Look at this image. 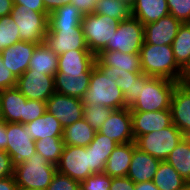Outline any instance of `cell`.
<instances>
[{"instance_id": "f546056e", "label": "cell", "mask_w": 190, "mask_h": 190, "mask_svg": "<svg viewBox=\"0 0 190 190\" xmlns=\"http://www.w3.org/2000/svg\"><path fill=\"white\" fill-rule=\"evenodd\" d=\"M83 14L72 4L57 8L49 14L48 29H61V27H82Z\"/></svg>"}, {"instance_id": "d590c367", "label": "cell", "mask_w": 190, "mask_h": 190, "mask_svg": "<svg viewBox=\"0 0 190 190\" xmlns=\"http://www.w3.org/2000/svg\"><path fill=\"white\" fill-rule=\"evenodd\" d=\"M64 141L62 137L43 138L35 141V149L47 162L57 165L62 155Z\"/></svg>"}, {"instance_id": "7dc6e473", "label": "cell", "mask_w": 190, "mask_h": 190, "mask_svg": "<svg viewBox=\"0 0 190 190\" xmlns=\"http://www.w3.org/2000/svg\"><path fill=\"white\" fill-rule=\"evenodd\" d=\"M97 0H72L71 4L78 8L83 15L94 12Z\"/></svg>"}, {"instance_id": "9c48e42d", "label": "cell", "mask_w": 190, "mask_h": 190, "mask_svg": "<svg viewBox=\"0 0 190 190\" xmlns=\"http://www.w3.org/2000/svg\"><path fill=\"white\" fill-rule=\"evenodd\" d=\"M57 172L67 175L78 182L84 181L91 172L90 148L78 146H64Z\"/></svg>"}, {"instance_id": "f35d334b", "label": "cell", "mask_w": 190, "mask_h": 190, "mask_svg": "<svg viewBox=\"0 0 190 190\" xmlns=\"http://www.w3.org/2000/svg\"><path fill=\"white\" fill-rule=\"evenodd\" d=\"M112 177L104 172L90 175L80 182V190H110Z\"/></svg>"}, {"instance_id": "d4e9b609", "label": "cell", "mask_w": 190, "mask_h": 190, "mask_svg": "<svg viewBox=\"0 0 190 190\" xmlns=\"http://www.w3.org/2000/svg\"><path fill=\"white\" fill-rule=\"evenodd\" d=\"M131 11L132 16L143 25L169 15L167 0H135L131 6Z\"/></svg>"}, {"instance_id": "30bf717a", "label": "cell", "mask_w": 190, "mask_h": 190, "mask_svg": "<svg viewBox=\"0 0 190 190\" xmlns=\"http://www.w3.org/2000/svg\"><path fill=\"white\" fill-rule=\"evenodd\" d=\"M7 149L14 165L28 160L36 152L35 141L22 123L6 122Z\"/></svg>"}, {"instance_id": "f907efd6", "label": "cell", "mask_w": 190, "mask_h": 190, "mask_svg": "<svg viewBox=\"0 0 190 190\" xmlns=\"http://www.w3.org/2000/svg\"><path fill=\"white\" fill-rule=\"evenodd\" d=\"M182 85L190 86V59L184 68L181 70L179 82Z\"/></svg>"}, {"instance_id": "836d02e7", "label": "cell", "mask_w": 190, "mask_h": 190, "mask_svg": "<svg viewBox=\"0 0 190 190\" xmlns=\"http://www.w3.org/2000/svg\"><path fill=\"white\" fill-rule=\"evenodd\" d=\"M177 66L182 70L190 59V24L182 23L172 42Z\"/></svg>"}, {"instance_id": "60d3db41", "label": "cell", "mask_w": 190, "mask_h": 190, "mask_svg": "<svg viewBox=\"0 0 190 190\" xmlns=\"http://www.w3.org/2000/svg\"><path fill=\"white\" fill-rule=\"evenodd\" d=\"M47 190H80V182L56 172Z\"/></svg>"}, {"instance_id": "cb8c5ba5", "label": "cell", "mask_w": 190, "mask_h": 190, "mask_svg": "<svg viewBox=\"0 0 190 190\" xmlns=\"http://www.w3.org/2000/svg\"><path fill=\"white\" fill-rule=\"evenodd\" d=\"M135 148V142L118 144V146L108 157V161L105 164L104 173L110 177L127 176Z\"/></svg>"}, {"instance_id": "e0dca14e", "label": "cell", "mask_w": 190, "mask_h": 190, "mask_svg": "<svg viewBox=\"0 0 190 190\" xmlns=\"http://www.w3.org/2000/svg\"><path fill=\"white\" fill-rule=\"evenodd\" d=\"M134 139L147 133L160 131L172 124L171 110L131 112Z\"/></svg>"}, {"instance_id": "816d5d0a", "label": "cell", "mask_w": 190, "mask_h": 190, "mask_svg": "<svg viewBox=\"0 0 190 190\" xmlns=\"http://www.w3.org/2000/svg\"><path fill=\"white\" fill-rule=\"evenodd\" d=\"M13 6V0H0V17L10 15Z\"/></svg>"}, {"instance_id": "6f0895ef", "label": "cell", "mask_w": 190, "mask_h": 190, "mask_svg": "<svg viewBox=\"0 0 190 190\" xmlns=\"http://www.w3.org/2000/svg\"><path fill=\"white\" fill-rule=\"evenodd\" d=\"M123 1H126L129 5L132 6V4L134 3L135 0H123Z\"/></svg>"}, {"instance_id": "ac0fdd59", "label": "cell", "mask_w": 190, "mask_h": 190, "mask_svg": "<svg viewBox=\"0 0 190 190\" xmlns=\"http://www.w3.org/2000/svg\"><path fill=\"white\" fill-rule=\"evenodd\" d=\"M38 44L20 41L4 49L0 54L5 68L19 78L29 67V61Z\"/></svg>"}, {"instance_id": "9a60e30c", "label": "cell", "mask_w": 190, "mask_h": 190, "mask_svg": "<svg viewBox=\"0 0 190 190\" xmlns=\"http://www.w3.org/2000/svg\"><path fill=\"white\" fill-rule=\"evenodd\" d=\"M96 66L112 67L116 77L130 72L133 74H142L141 60L139 53H122L119 51L102 50L95 59Z\"/></svg>"}, {"instance_id": "681fc988", "label": "cell", "mask_w": 190, "mask_h": 190, "mask_svg": "<svg viewBox=\"0 0 190 190\" xmlns=\"http://www.w3.org/2000/svg\"><path fill=\"white\" fill-rule=\"evenodd\" d=\"M14 176L0 179V190H18Z\"/></svg>"}, {"instance_id": "8d00e7d4", "label": "cell", "mask_w": 190, "mask_h": 190, "mask_svg": "<svg viewBox=\"0 0 190 190\" xmlns=\"http://www.w3.org/2000/svg\"><path fill=\"white\" fill-rule=\"evenodd\" d=\"M20 41L19 29L12 16L0 17V53Z\"/></svg>"}, {"instance_id": "6da1fadb", "label": "cell", "mask_w": 190, "mask_h": 190, "mask_svg": "<svg viewBox=\"0 0 190 190\" xmlns=\"http://www.w3.org/2000/svg\"><path fill=\"white\" fill-rule=\"evenodd\" d=\"M115 71L112 67L94 66L91 71L88 90L82 98L84 105H102L113 110L126 107L124 93L116 85Z\"/></svg>"}, {"instance_id": "8fae6325", "label": "cell", "mask_w": 190, "mask_h": 190, "mask_svg": "<svg viewBox=\"0 0 190 190\" xmlns=\"http://www.w3.org/2000/svg\"><path fill=\"white\" fill-rule=\"evenodd\" d=\"M16 88L30 100L46 102L55 90L54 76L27 70L17 78Z\"/></svg>"}, {"instance_id": "d6a6232c", "label": "cell", "mask_w": 190, "mask_h": 190, "mask_svg": "<svg viewBox=\"0 0 190 190\" xmlns=\"http://www.w3.org/2000/svg\"><path fill=\"white\" fill-rule=\"evenodd\" d=\"M159 190H177L187 181L166 161H161L152 180Z\"/></svg>"}, {"instance_id": "277c9868", "label": "cell", "mask_w": 190, "mask_h": 190, "mask_svg": "<svg viewBox=\"0 0 190 190\" xmlns=\"http://www.w3.org/2000/svg\"><path fill=\"white\" fill-rule=\"evenodd\" d=\"M56 166L34 153L28 160L14 165V178L19 189L47 190Z\"/></svg>"}, {"instance_id": "f1b7e54d", "label": "cell", "mask_w": 190, "mask_h": 190, "mask_svg": "<svg viewBox=\"0 0 190 190\" xmlns=\"http://www.w3.org/2000/svg\"><path fill=\"white\" fill-rule=\"evenodd\" d=\"M94 131L85 119L73 123L68 127H64L62 140L64 146L87 147L94 138Z\"/></svg>"}, {"instance_id": "4dcf8cb0", "label": "cell", "mask_w": 190, "mask_h": 190, "mask_svg": "<svg viewBox=\"0 0 190 190\" xmlns=\"http://www.w3.org/2000/svg\"><path fill=\"white\" fill-rule=\"evenodd\" d=\"M150 78L151 77L149 75H145L143 73L133 74L127 72L121 74L116 80V85L124 93L127 108L136 102L139 96V91L141 90V85H145Z\"/></svg>"}, {"instance_id": "7c38bea8", "label": "cell", "mask_w": 190, "mask_h": 190, "mask_svg": "<svg viewBox=\"0 0 190 190\" xmlns=\"http://www.w3.org/2000/svg\"><path fill=\"white\" fill-rule=\"evenodd\" d=\"M83 101L57 92L46 101V111L68 127L83 118Z\"/></svg>"}, {"instance_id": "83f0119b", "label": "cell", "mask_w": 190, "mask_h": 190, "mask_svg": "<svg viewBox=\"0 0 190 190\" xmlns=\"http://www.w3.org/2000/svg\"><path fill=\"white\" fill-rule=\"evenodd\" d=\"M58 57L59 55L49 49L45 43L38 44L29 61L27 70H34L41 74L55 76L58 72Z\"/></svg>"}, {"instance_id": "c3c4849f", "label": "cell", "mask_w": 190, "mask_h": 190, "mask_svg": "<svg viewBox=\"0 0 190 190\" xmlns=\"http://www.w3.org/2000/svg\"><path fill=\"white\" fill-rule=\"evenodd\" d=\"M48 14L64 5L71 4L72 0H42Z\"/></svg>"}, {"instance_id": "484cf974", "label": "cell", "mask_w": 190, "mask_h": 190, "mask_svg": "<svg viewBox=\"0 0 190 190\" xmlns=\"http://www.w3.org/2000/svg\"><path fill=\"white\" fill-rule=\"evenodd\" d=\"M118 146L116 142L103 134L95 133L93 140L88 145L90 148L91 172H104L105 164L112 151Z\"/></svg>"}, {"instance_id": "f5cc1de1", "label": "cell", "mask_w": 190, "mask_h": 190, "mask_svg": "<svg viewBox=\"0 0 190 190\" xmlns=\"http://www.w3.org/2000/svg\"><path fill=\"white\" fill-rule=\"evenodd\" d=\"M7 133H6V122L0 124V150L7 149Z\"/></svg>"}, {"instance_id": "3957f363", "label": "cell", "mask_w": 190, "mask_h": 190, "mask_svg": "<svg viewBox=\"0 0 190 190\" xmlns=\"http://www.w3.org/2000/svg\"><path fill=\"white\" fill-rule=\"evenodd\" d=\"M178 82L151 77L141 85L138 99L129 108L131 112H155L170 109L173 91Z\"/></svg>"}, {"instance_id": "ee69618b", "label": "cell", "mask_w": 190, "mask_h": 190, "mask_svg": "<svg viewBox=\"0 0 190 190\" xmlns=\"http://www.w3.org/2000/svg\"><path fill=\"white\" fill-rule=\"evenodd\" d=\"M10 176H14V164L11 156L5 150H0V179Z\"/></svg>"}, {"instance_id": "7bdbcfd3", "label": "cell", "mask_w": 190, "mask_h": 190, "mask_svg": "<svg viewBox=\"0 0 190 190\" xmlns=\"http://www.w3.org/2000/svg\"><path fill=\"white\" fill-rule=\"evenodd\" d=\"M16 82L17 78L9 69L5 68L0 54V91L16 87Z\"/></svg>"}, {"instance_id": "4316f807", "label": "cell", "mask_w": 190, "mask_h": 190, "mask_svg": "<svg viewBox=\"0 0 190 190\" xmlns=\"http://www.w3.org/2000/svg\"><path fill=\"white\" fill-rule=\"evenodd\" d=\"M34 141L52 137H62L63 129L61 122L47 111L36 120L25 124Z\"/></svg>"}, {"instance_id": "e575fe53", "label": "cell", "mask_w": 190, "mask_h": 190, "mask_svg": "<svg viewBox=\"0 0 190 190\" xmlns=\"http://www.w3.org/2000/svg\"><path fill=\"white\" fill-rule=\"evenodd\" d=\"M94 13L97 15H106L119 21L132 16L131 5L123 0H97Z\"/></svg>"}, {"instance_id": "db71d44e", "label": "cell", "mask_w": 190, "mask_h": 190, "mask_svg": "<svg viewBox=\"0 0 190 190\" xmlns=\"http://www.w3.org/2000/svg\"><path fill=\"white\" fill-rule=\"evenodd\" d=\"M135 190H159L153 181L135 183Z\"/></svg>"}, {"instance_id": "8992f818", "label": "cell", "mask_w": 190, "mask_h": 190, "mask_svg": "<svg viewBox=\"0 0 190 190\" xmlns=\"http://www.w3.org/2000/svg\"><path fill=\"white\" fill-rule=\"evenodd\" d=\"M185 135L172 123L170 126L137 137L134 142L140 151L165 161Z\"/></svg>"}, {"instance_id": "5b68a950", "label": "cell", "mask_w": 190, "mask_h": 190, "mask_svg": "<svg viewBox=\"0 0 190 190\" xmlns=\"http://www.w3.org/2000/svg\"><path fill=\"white\" fill-rule=\"evenodd\" d=\"M10 15L18 26L21 41L44 43L49 23L47 12H36L23 5H14Z\"/></svg>"}, {"instance_id": "52a82bcc", "label": "cell", "mask_w": 190, "mask_h": 190, "mask_svg": "<svg viewBox=\"0 0 190 190\" xmlns=\"http://www.w3.org/2000/svg\"><path fill=\"white\" fill-rule=\"evenodd\" d=\"M119 20L94 12L82 18V30L89 50L96 56L111 40L119 25Z\"/></svg>"}, {"instance_id": "f6af8a7d", "label": "cell", "mask_w": 190, "mask_h": 190, "mask_svg": "<svg viewBox=\"0 0 190 190\" xmlns=\"http://www.w3.org/2000/svg\"><path fill=\"white\" fill-rule=\"evenodd\" d=\"M110 190H135V183L127 176L112 177Z\"/></svg>"}, {"instance_id": "b9f144b4", "label": "cell", "mask_w": 190, "mask_h": 190, "mask_svg": "<svg viewBox=\"0 0 190 190\" xmlns=\"http://www.w3.org/2000/svg\"><path fill=\"white\" fill-rule=\"evenodd\" d=\"M46 112V102L27 99L24 106V124L36 120Z\"/></svg>"}, {"instance_id": "2e32d148", "label": "cell", "mask_w": 190, "mask_h": 190, "mask_svg": "<svg viewBox=\"0 0 190 190\" xmlns=\"http://www.w3.org/2000/svg\"><path fill=\"white\" fill-rule=\"evenodd\" d=\"M182 22L172 15L144 25V42L154 45H172Z\"/></svg>"}, {"instance_id": "44dd1931", "label": "cell", "mask_w": 190, "mask_h": 190, "mask_svg": "<svg viewBox=\"0 0 190 190\" xmlns=\"http://www.w3.org/2000/svg\"><path fill=\"white\" fill-rule=\"evenodd\" d=\"M161 160L135 148L127 177L134 183L152 181Z\"/></svg>"}, {"instance_id": "74e56055", "label": "cell", "mask_w": 190, "mask_h": 190, "mask_svg": "<svg viewBox=\"0 0 190 190\" xmlns=\"http://www.w3.org/2000/svg\"><path fill=\"white\" fill-rule=\"evenodd\" d=\"M113 109L102 105H84L83 119L94 131H98L112 113Z\"/></svg>"}, {"instance_id": "7a4b0ae2", "label": "cell", "mask_w": 190, "mask_h": 190, "mask_svg": "<svg viewBox=\"0 0 190 190\" xmlns=\"http://www.w3.org/2000/svg\"><path fill=\"white\" fill-rule=\"evenodd\" d=\"M139 54L143 74L179 82L181 69L176 64L172 45L144 42Z\"/></svg>"}, {"instance_id": "5bb4252c", "label": "cell", "mask_w": 190, "mask_h": 190, "mask_svg": "<svg viewBox=\"0 0 190 190\" xmlns=\"http://www.w3.org/2000/svg\"><path fill=\"white\" fill-rule=\"evenodd\" d=\"M97 132L112 139L117 144L134 142L130 108L113 110Z\"/></svg>"}, {"instance_id": "ffe728a7", "label": "cell", "mask_w": 190, "mask_h": 190, "mask_svg": "<svg viewBox=\"0 0 190 190\" xmlns=\"http://www.w3.org/2000/svg\"><path fill=\"white\" fill-rule=\"evenodd\" d=\"M96 56L89 49L69 50L58 57V72L83 75L94 63Z\"/></svg>"}, {"instance_id": "11a10c76", "label": "cell", "mask_w": 190, "mask_h": 190, "mask_svg": "<svg viewBox=\"0 0 190 190\" xmlns=\"http://www.w3.org/2000/svg\"><path fill=\"white\" fill-rule=\"evenodd\" d=\"M177 190H190V183L187 182L186 184H184L182 187H180Z\"/></svg>"}, {"instance_id": "603a6c76", "label": "cell", "mask_w": 190, "mask_h": 190, "mask_svg": "<svg viewBox=\"0 0 190 190\" xmlns=\"http://www.w3.org/2000/svg\"><path fill=\"white\" fill-rule=\"evenodd\" d=\"M95 63L83 75H66L56 73L54 76L55 90L57 93L82 99L88 90L91 71Z\"/></svg>"}, {"instance_id": "7402d4cb", "label": "cell", "mask_w": 190, "mask_h": 190, "mask_svg": "<svg viewBox=\"0 0 190 190\" xmlns=\"http://www.w3.org/2000/svg\"><path fill=\"white\" fill-rule=\"evenodd\" d=\"M27 98L16 88L0 91V106L5 122L24 124V106Z\"/></svg>"}, {"instance_id": "9f6ffc18", "label": "cell", "mask_w": 190, "mask_h": 190, "mask_svg": "<svg viewBox=\"0 0 190 190\" xmlns=\"http://www.w3.org/2000/svg\"><path fill=\"white\" fill-rule=\"evenodd\" d=\"M1 123H5L4 117H3V112L1 110V106H0V124Z\"/></svg>"}, {"instance_id": "1f68e13d", "label": "cell", "mask_w": 190, "mask_h": 190, "mask_svg": "<svg viewBox=\"0 0 190 190\" xmlns=\"http://www.w3.org/2000/svg\"><path fill=\"white\" fill-rule=\"evenodd\" d=\"M165 161L187 181L190 178V137L185 136Z\"/></svg>"}, {"instance_id": "ab89813d", "label": "cell", "mask_w": 190, "mask_h": 190, "mask_svg": "<svg viewBox=\"0 0 190 190\" xmlns=\"http://www.w3.org/2000/svg\"><path fill=\"white\" fill-rule=\"evenodd\" d=\"M169 14L182 23L190 21V0H167Z\"/></svg>"}, {"instance_id": "bcb514c9", "label": "cell", "mask_w": 190, "mask_h": 190, "mask_svg": "<svg viewBox=\"0 0 190 190\" xmlns=\"http://www.w3.org/2000/svg\"><path fill=\"white\" fill-rule=\"evenodd\" d=\"M14 5H23L36 12H47L42 0H13Z\"/></svg>"}, {"instance_id": "4fadbf2b", "label": "cell", "mask_w": 190, "mask_h": 190, "mask_svg": "<svg viewBox=\"0 0 190 190\" xmlns=\"http://www.w3.org/2000/svg\"><path fill=\"white\" fill-rule=\"evenodd\" d=\"M45 45L58 55L69 50L89 49L82 27H61L48 29L44 39Z\"/></svg>"}, {"instance_id": "ba28073f", "label": "cell", "mask_w": 190, "mask_h": 190, "mask_svg": "<svg viewBox=\"0 0 190 190\" xmlns=\"http://www.w3.org/2000/svg\"><path fill=\"white\" fill-rule=\"evenodd\" d=\"M143 43L144 25L137 18L130 16L119 22L115 34L103 50L140 53Z\"/></svg>"}, {"instance_id": "d6986e66", "label": "cell", "mask_w": 190, "mask_h": 190, "mask_svg": "<svg viewBox=\"0 0 190 190\" xmlns=\"http://www.w3.org/2000/svg\"><path fill=\"white\" fill-rule=\"evenodd\" d=\"M172 123L187 137H190V86L178 83L171 99Z\"/></svg>"}]
</instances>
